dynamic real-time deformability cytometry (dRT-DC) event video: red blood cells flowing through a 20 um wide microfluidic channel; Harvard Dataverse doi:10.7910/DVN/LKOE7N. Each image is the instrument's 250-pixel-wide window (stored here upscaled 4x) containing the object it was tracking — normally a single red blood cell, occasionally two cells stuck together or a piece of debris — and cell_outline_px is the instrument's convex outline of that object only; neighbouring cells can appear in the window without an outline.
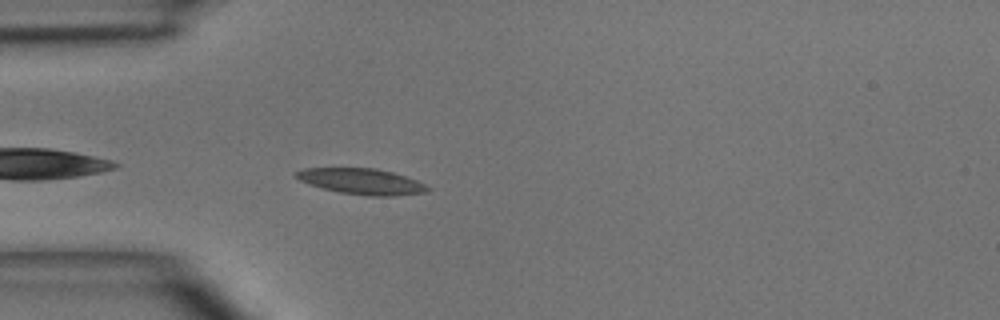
{"species": "common noctule bat (a hibernating species)", "species_latin": "Nyctalus noctula", "temperature_condition": "room temperature", "stored_images_in_passage": 2, "camera_frame_rate_fps": 3000, "um_per_image_px": 0.085, "animal": {"sex": "male", "body_mass_g": 15.6}, "frame": {"image": 1, "passage_image": 2, "time_ms": 2.0, "image_size_px": [1000, 320], "cell_outline_px": [[432, 188], [428, 192], [396, 196], [368, 196], [340, 192], [308, 184], [292, 176], [292, 172], [304, 168], [376, 168], [392, 172], [416, 180]], "centroid_in_image_um": [30.72, 15.42], "position_along_channel_um": 54.3, "area_um2": 19.94}}